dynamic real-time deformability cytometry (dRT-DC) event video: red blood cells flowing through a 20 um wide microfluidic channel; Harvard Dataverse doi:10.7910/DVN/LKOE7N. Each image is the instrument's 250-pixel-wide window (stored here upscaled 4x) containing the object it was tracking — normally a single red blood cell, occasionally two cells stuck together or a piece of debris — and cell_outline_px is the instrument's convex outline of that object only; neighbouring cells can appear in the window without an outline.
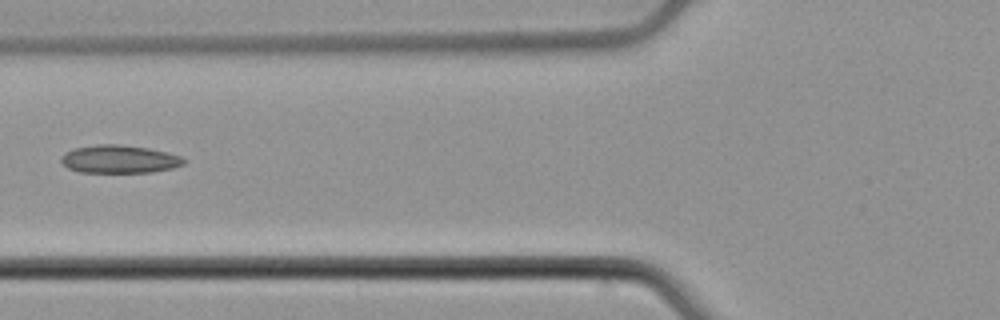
{"species": "common noctule bat (a hibernating species)", "species_latin": "Nyctalus noctula", "temperature_condition": "cold", "stored_images_in_passage": 6, "camera_frame_rate_fps": 3000, "um_per_image_px": 0.085, "animal": {"sex": "male", "body_mass_g": 21.5, "forearm_length_mm": 52.0}, "frame": {"image": 1, "passage_image": 6, "time_ms": 1.667, "image_size_px": [1000, 320], "cell_outline_px": [[184, 164], [172, 168], [152, 172], [80, 172], [68, 168], [60, 160], [72, 148], [96, 144], [120, 144], [148, 148], [180, 156], [184, 160]], "centroid_in_image_um": [10.13, 13.52], "position_along_channel_um": 115.7, "area_um2": 19.77}}